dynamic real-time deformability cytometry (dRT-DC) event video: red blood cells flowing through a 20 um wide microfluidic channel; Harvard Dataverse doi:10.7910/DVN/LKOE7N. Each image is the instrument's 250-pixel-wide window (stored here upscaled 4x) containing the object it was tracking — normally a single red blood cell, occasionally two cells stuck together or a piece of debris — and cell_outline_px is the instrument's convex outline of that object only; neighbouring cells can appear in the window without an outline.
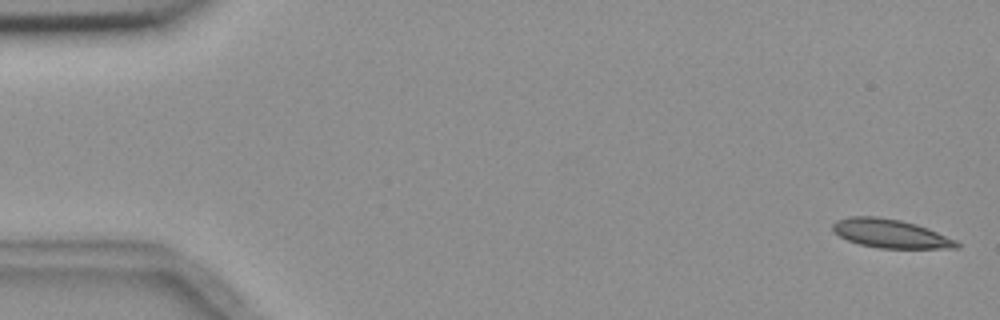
{"species": "common noctule bat (a hibernating species)", "species_latin": "Nyctalus noctula", "temperature_condition": "room temperature", "stored_images_in_passage": 14, "camera_frame_rate_fps": 3000, "um_per_image_px": 0.085, "animal": {"sex": "female", "body_mass_g": 18.4}, "frame": {"image": 1, "passage_image": 1, "time_ms": 0.0, "image_size_px": [1000, 320], "cell_outline_px": [[960, 248], [880, 248], [860, 244], [848, 240], [840, 236], [832, 228], [832, 224], [836, 220], [848, 216], [876, 216], [900, 220], [916, 224], [928, 228], [956, 240], [960, 244]], "centroid_in_image_um": [75.69, 19.84], "position_along_channel_um": 9.3, "area_um2": 20.63}}
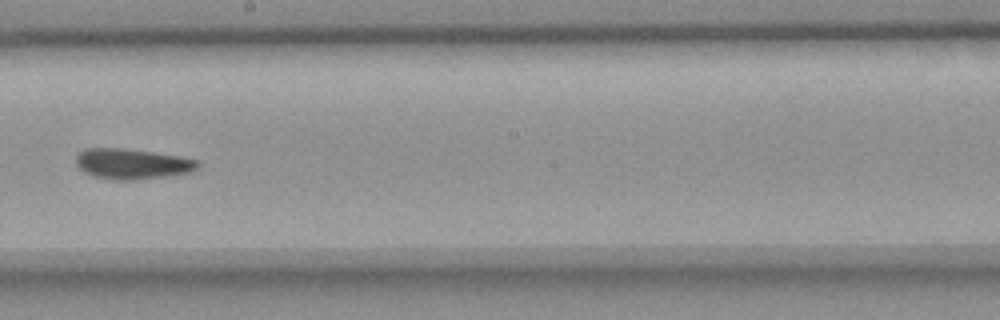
{"frame": {"image": 2, "passage_image": 9, "time_ms": 10.0, "image_size_px": [1000, 320], "cell_outline_px": [[200, 168], [192, 172], [172, 176], [136, 180], [112, 180], [92, 176], [84, 172], [76, 164], [76, 156], [84, 148], [124, 148], [180, 156], [200, 160]], "centroid_in_image_um": [11.29, 13.94], "position_along_channel_um": 236.9, "area_um2": 22.08}}
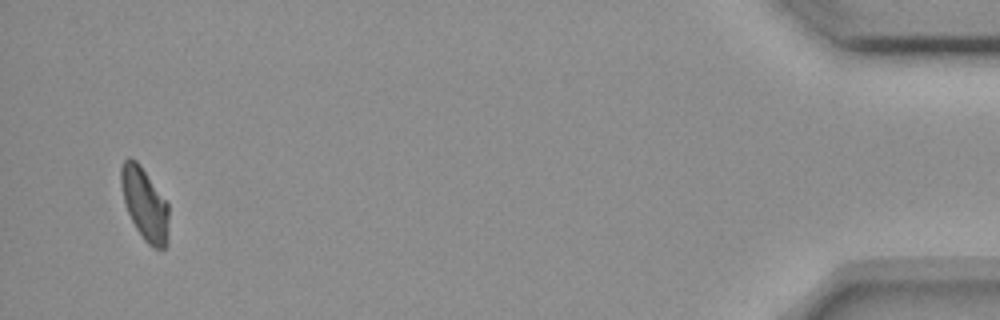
{"frame": {"image": 3, "passage_image": 14, "time_ms": 17.333, "image_size_px": [1000, 320], "cell_outline_px": [[168, 240], [164, 248], [152, 248], [144, 240], [136, 228], [128, 212], [124, 200], [120, 184], [120, 168], [124, 160], [128, 156], [136, 160], [140, 164], [168, 204]], "centroid_in_image_um": [12.29, 17.32], "position_along_channel_um": 422.9, "area_um2": 20.06}, "authors_computed_cell_mechanics": {"area_um2": 21.1837, "velocity_mm_per_s": 3.6501, "shape_relaxation_time_tau1_ms": 7.4853, "shape_relaxation_time_tau2_ms": 8.4293, "deformation_change_tau1": 0.1068, "deformation_change_tau2": 0.1126}}